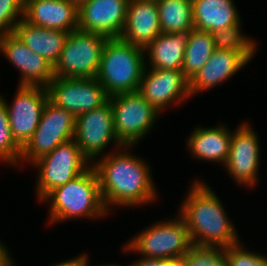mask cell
Returning <instances> with one entry per match:
<instances>
[{"label": "cell", "instance_id": "ffe728a7", "mask_svg": "<svg viewBox=\"0 0 267 266\" xmlns=\"http://www.w3.org/2000/svg\"><path fill=\"white\" fill-rule=\"evenodd\" d=\"M248 63L249 61L240 53L215 49L206 64L189 81L191 97L215 88L216 85L234 76Z\"/></svg>", "mask_w": 267, "mask_h": 266}, {"label": "cell", "instance_id": "5bb4252c", "mask_svg": "<svg viewBox=\"0 0 267 266\" xmlns=\"http://www.w3.org/2000/svg\"><path fill=\"white\" fill-rule=\"evenodd\" d=\"M138 92L160 113L191 98L189 80L181 70L155 69L145 66ZM175 104V105H174Z\"/></svg>", "mask_w": 267, "mask_h": 266}, {"label": "cell", "instance_id": "6da1fadb", "mask_svg": "<svg viewBox=\"0 0 267 266\" xmlns=\"http://www.w3.org/2000/svg\"><path fill=\"white\" fill-rule=\"evenodd\" d=\"M131 147L123 145L117 150L113 148L92 164L99 178L101 199L108 213L114 206L132 208L157 202L158 192L151 176V166L142 157L131 153Z\"/></svg>", "mask_w": 267, "mask_h": 266}, {"label": "cell", "instance_id": "74e56055", "mask_svg": "<svg viewBox=\"0 0 267 266\" xmlns=\"http://www.w3.org/2000/svg\"><path fill=\"white\" fill-rule=\"evenodd\" d=\"M23 6L27 5L32 0H20Z\"/></svg>", "mask_w": 267, "mask_h": 266}, {"label": "cell", "instance_id": "7402d4cb", "mask_svg": "<svg viewBox=\"0 0 267 266\" xmlns=\"http://www.w3.org/2000/svg\"><path fill=\"white\" fill-rule=\"evenodd\" d=\"M192 10L194 29L209 33L242 21L234 0H192Z\"/></svg>", "mask_w": 267, "mask_h": 266}, {"label": "cell", "instance_id": "9a60e30c", "mask_svg": "<svg viewBox=\"0 0 267 266\" xmlns=\"http://www.w3.org/2000/svg\"><path fill=\"white\" fill-rule=\"evenodd\" d=\"M0 52L21 73L20 86L48 88L55 77L53 66L27 47L14 32L0 36Z\"/></svg>", "mask_w": 267, "mask_h": 266}, {"label": "cell", "instance_id": "52a82bcc", "mask_svg": "<svg viewBox=\"0 0 267 266\" xmlns=\"http://www.w3.org/2000/svg\"><path fill=\"white\" fill-rule=\"evenodd\" d=\"M108 37L76 29L65 41L62 53L53 66L55 77L95 78Z\"/></svg>", "mask_w": 267, "mask_h": 266}, {"label": "cell", "instance_id": "f546056e", "mask_svg": "<svg viewBox=\"0 0 267 266\" xmlns=\"http://www.w3.org/2000/svg\"><path fill=\"white\" fill-rule=\"evenodd\" d=\"M242 243L239 242L225 248V256L229 266L253 265V252L246 249Z\"/></svg>", "mask_w": 267, "mask_h": 266}, {"label": "cell", "instance_id": "836d02e7", "mask_svg": "<svg viewBox=\"0 0 267 266\" xmlns=\"http://www.w3.org/2000/svg\"><path fill=\"white\" fill-rule=\"evenodd\" d=\"M160 266H184L183 257L160 259Z\"/></svg>", "mask_w": 267, "mask_h": 266}, {"label": "cell", "instance_id": "8d00e7d4", "mask_svg": "<svg viewBox=\"0 0 267 266\" xmlns=\"http://www.w3.org/2000/svg\"><path fill=\"white\" fill-rule=\"evenodd\" d=\"M89 262H90V261H88V262L86 263V266H89ZM98 266H119V265H116V264H107V265H98Z\"/></svg>", "mask_w": 267, "mask_h": 266}, {"label": "cell", "instance_id": "4316f807", "mask_svg": "<svg viewBox=\"0 0 267 266\" xmlns=\"http://www.w3.org/2000/svg\"><path fill=\"white\" fill-rule=\"evenodd\" d=\"M21 150L10 130L5 102L0 98V161L19 167Z\"/></svg>", "mask_w": 267, "mask_h": 266}, {"label": "cell", "instance_id": "d6986e66", "mask_svg": "<svg viewBox=\"0 0 267 266\" xmlns=\"http://www.w3.org/2000/svg\"><path fill=\"white\" fill-rule=\"evenodd\" d=\"M233 131L224 124L203 127L196 126L186 139V149L192 158L209 161L210 163L226 164Z\"/></svg>", "mask_w": 267, "mask_h": 266}, {"label": "cell", "instance_id": "44dd1931", "mask_svg": "<svg viewBox=\"0 0 267 266\" xmlns=\"http://www.w3.org/2000/svg\"><path fill=\"white\" fill-rule=\"evenodd\" d=\"M34 53L41 55L52 66L62 53L69 32L33 25L24 18L13 31Z\"/></svg>", "mask_w": 267, "mask_h": 266}, {"label": "cell", "instance_id": "7c38bea8", "mask_svg": "<svg viewBox=\"0 0 267 266\" xmlns=\"http://www.w3.org/2000/svg\"><path fill=\"white\" fill-rule=\"evenodd\" d=\"M12 103L5 102L10 130L16 143L23 148L38 128L44 106L49 99L47 88L18 85Z\"/></svg>", "mask_w": 267, "mask_h": 266}, {"label": "cell", "instance_id": "3957f363", "mask_svg": "<svg viewBox=\"0 0 267 266\" xmlns=\"http://www.w3.org/2000/svg\"><path fill=\"white\" fill-rule=\"evenodd\" d=\"M42 202L49 205L51 224L72 219H99L109 213L100 195L99 178L93 165L66 184L53 189Z\"/></svg>", "mask_w": 267, "mask_h": 266}, {"label": "cell", "instance_id": "e575fe53", "mask_svg": "<svg viewBox=\"0 0 267 266\" xmlns=\"http://www.w3.org/2000/svg\"><path fill=\"white\" fill-rule=\"evenodd\" d=\"M252 266H267V257L263 254L253 252V265Z\"/></svg>", "mask_w": 267, "mask_h": 266}, {"label": "cell", "instance_id": "603a6c76", "mask_svg": "<svg viewBox=\"0 0 267 266\" xmlns=\"http://www.w3.org/2000/svg\"><path fill=\"white\" fill-rule=\"evenodd\" d=\"M188 38V32L160 33L144 49L149 68L181 70Z\"/></svg>", "mask_w": 267, "mask_h": 266}, {"label": "cell", "instance_id": "5b68a950", "mask_svg": "<svg viewBox=\"0 0 267 266\" xmlns=\"http://www.w3.org/2000/svg\"><path fill=\"white\" fill-rule=\"evenodd\" d=\"M175 215L174 220L170 218L145 227L124 245L123 253L135 252L155 259L182 257L192 242L185 221L178 213Z\"/></svg>", "mask_w": 267, "mask_h": 266}, {"label": "cell", "instance_id": "e0dca14e", "mask_svg": "<svg viewBox=\"0 0 267 266\" xmlns=\"http://www.w3.org/2000/svg\"><path fill=\"white\" fill-rule=\"evenodd\" d=\"M161 32L156 0H129L121 40L145 49Z\"/></svg>", "mask_w": 267, "mask_h": 266}, {"label": "cell", "instance_id": "484cf974", "mask_svg": "<svg viewBox=\"0 0 267 266\" xmlns=\"http://www.w3.org/2000/svg\"><path fill=\"white\" fill-rule=\"evenodd\" d=\"M242 22L212 32L215 49L230 50L242 54L249 62L255 57L257 43L255 39L244 35Z\"/></svg>", "mask_w": 267, "mask_h": 266}, {"label": "cell", "instance_id": "4fadbf2b", "mask_svg": "<svg viewBox=\"0 0 267 266\" xmlns=\"http://www.w3.org/2000/svg\"><path fill=\"white\" fill-rule=\"evenodd\" d=\"M47 89L49 99L75 117L99 108L109 99L96 78L54 77Z\"/></svg>", "mask_w": 267, "mask_h": 266}, {"label": "cell", "instance_id": "1f68e13d", "mask_svg": "<svg viewBox=\"0 0 267 266\" xmlns=\"http://www.w3.org/2000/svg\"><path fill=\"white\" fill-rule=\"evenodd\" d=\"M10 256L7 246L0 241V266H15L14 259Z\"/></svg>", "mask_w": 267, "mask_h": 266}, {"label": "cell", "instance_id": "cb8c5ba5", "mask_svg": "<svg viewBox=\"0 0 267 266\" xmlns=\"http://www.w3.org/2000/svg\"><path fill=\"white\" fill-rule=\"evenodd\" d=\"M162 33H185L194 28L192 0H156Z\"/></svg>", "mask_w": 267, "mask_h": 266}, {"label": "cell", "instance_id": "7a4b0ae2", "mask_svg": "<svg viewBox=\"0 0 267 266\" xmlns=\"http://www.w3.org/2000/svg\"><path fill=\"white\" fill-rule=\"evenodd\" d=\"M192 183L177 212L185 221L192 245L226 248L239 243L222 200L208 183L200 179Z\"/></svg>", "mask_w": 267, "mask_h": 266}, {"label": "cell", "instance_id": "8992f818", "mask_svg": "<svg viewBox=\"0 0 267 266\" xmlns=\"http://www.w3.org/2000/svg\"><path fill=\"white\" fill-rule=\"evenodd\" d=\"M31 165L36 167V196L42 201L53 189L85 172L92 163L84 156L74 139L58 145Z\"/></svg>", "mask_w": 267, "mask_h": 266}, {"label": "cell", "instance_id": "f1b7e54d", "mask_svg": "<svg viewBox=\"0 0 267 266\" xmlns=\"http://www.w3.org/2000/svg\"><path fill=\"white\" fill-rule=\"evenodd\" d=\"M24 18V6L20 0H0V36L14 31Z\"/></svg>", "mask_w": 267, "mask_h": 266}, {"label": "cell", "instance_id": "ba28073f", "mask_svg": "<svg viewBox=\"0 0 267 266\" xmlns=\"http://www.w3.org/2000/svg\"><path fill=\"white\" fill-rule=\"evenodd\" d=\"M115 135L125 146L137 145L153 128L160 112L138 91L109 96Z\"/></svg>", "mask_w": 267, "mask_h": 266}, {"label": "cell", "instance_id": "9c48e42d", "mask_svg": "<svg viewBox=\"0 0 267 266\" xmlns=\"http://www.w3.org/2000/svg\"><path fill=\"white\" fill-rule=\"evenodd\" d=\"M76 117L48 99L31 139L21 150L20 163L32 164L51 153L58 145L73 139Z\"/></svg>", "mask_w": 267, "mask_h": 266}, {"label": "cell", "instance_id": "30bf717a", "mask_svg": "<svg viewBox=\"0 0 267 266\" xmlns=\"http://www.w3.org/2000/svg\"><path fill=\"white\" fill-rule=\"evenodd\" d=\"M73 139L92 164L100 156L107 155L104 150L111 143H114L116 150L123 146L115 135L113 112L109 99L99 108L76 116Z\"/></svg>", "mask_w": 267, "mask_h": 266}, {"label": "cell", "instance_id": "ac0fdd59", "mask_svg": "<svg viewBox=\"0 0 267 266\" xmlns=\"http://www.w3.org/2000/svg\"><path fill=\"white\" fill-rule=\"evenodd\" d=\"M24 19L36 26L71 32L78 29V7L69 0H32Z\"/></svg>", "mask_w": 267, "mask_h": 266}, {"label": "cell", "instance_id": "d6a6232c", "mask_svg": "<svg viewBox=\"0 0 267 266\" xmlns=\"http://www.w3.org/2000/svg\"><path fill=\"white\" fill-rule=\"evenodd\" d=\"M129 266H160V259L142 257L135 259Z\"/></svg>", "mask_w": 267, "mask_h": 266}, {"label": "cell", "instance_id": "4dcf8cb0", "mask_svg": "<svg viewBox=\"0 0 267 266\" xmlns=\"http://www.w3.org/2000/svg\"><path fill=\"white\" fill-rule=\"evenodd\" d=\"M89 261L87 254H80L79 256L70 258L69 260L55 263L54 266H86ZM52 266V265H50Z\"/></svg>", "mask_w": 267, "mask_h": 266}, {"label": "cell", "instance_id": "d4e9b609", "mask_svg": "<svg viewBox=\"0 0 267 266\" xmlns=\"http://www.w3.org/2000/svg\"><path fill=\"white\" fill-rule=\"evenodd\" d=\"M181 71L190 81L206 64L215 50L212 34L207 31L192 29L188 32Z\"/></svg>", "mask_w": 267, "mask_h": 266}, {"label": "cell", "instance_id": "8fae6325", "mask_svg": "<svg viewBox=\"0 0 267 266\" xmlns=\"http://www.w3.org/2000/svg\"><path fill=\"white\" fill-rule=\"evenodd\" d=\"M251 126L245 121L233 130L229 156L223 166L228 175L230 174V178L238 184L237 186L243 185L244 187L245 185V188L256 186L261 163L260 137Z\"/></svg>", "mask_w": 267, "mask_h": 266}, {"label": "cell", "instance_id": "83f0119b", "mask_svg": "<svg viewBox=\"0 0 267 266\" xmlns=\"http://www.w3.org/2000/svg\"><path fill=\"white\" fill-rule=\"evenodd\" d=\"M182 257L184 266H229L223 247L192 245Z\"/></svg>", "mask_w": 267, "mask_h": 266}, {"label": "cell", "instance_id": "2e32d148", "mask_svg": "<svg viewBox=\"0 0 267 266\" xmlns=\"http://www.w3.org/2000/svg\"><path fill=\"white\" fill-rule=\"evenodd\" d=\"M129 0H87L78 7V29L119 38L126 23Z\"/></svg>", "mask_w": 267, "mask_h": 266}, {"label": "cell", "instance_id": "277c9868", "mask_svg": "<svg viewBox=\"0 0 267 266\" xmlns=\"http://www.w3.org/2000/svg\"><path fill=\"white\" fill-rule=\"evenodd\" d=\"M146 62L141 47L120 38H108L95 78L108 96L135 92L139 89Z\"/></svg>", "mask_w": 267, "mask_h": 266}, {"label": "cell", "instance_id": "d590c367", "mask_svg": "<svg viewBox=\"0 0 267 266\" xmlns=\"http://www.w3.org/2000/svg\"><path fill=\"white\" fill-rule=\"evenodd\" d=\"M71 3L79 7L81 4L85 3L87 0H69Z\"/></svg>", "mask_w": 267, "mask_h": 266}]
</instances>
